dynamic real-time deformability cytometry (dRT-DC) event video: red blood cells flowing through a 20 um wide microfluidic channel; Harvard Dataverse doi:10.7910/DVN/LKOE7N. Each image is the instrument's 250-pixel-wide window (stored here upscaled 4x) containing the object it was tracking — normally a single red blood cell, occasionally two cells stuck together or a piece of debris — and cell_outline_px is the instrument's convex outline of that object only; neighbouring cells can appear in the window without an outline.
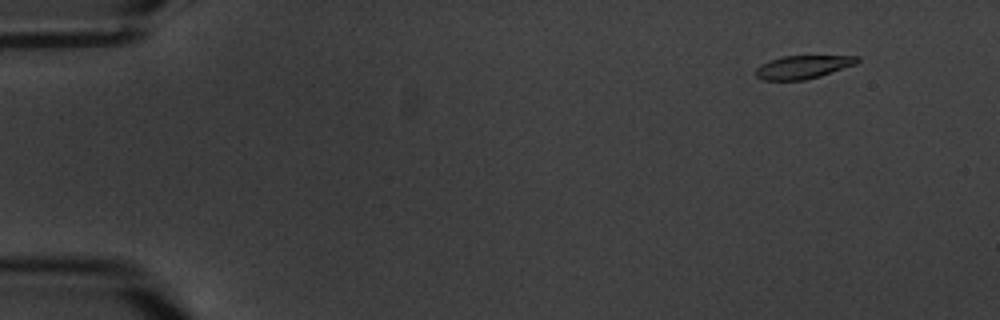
{"species": "common noctule bat (a hibernating species)", "species_latin": "Nyctalus noctula", "temperature_condition": "warm", "stored_images_in_passage": 4, "camera_frame_rate_fps": 3000, "um_per_image_px": 0.085, "animal": {"sex": "male", "body_mass_g": 20.1, "forearm_length_mm": 53.5}, "frame": {"image": 1, "passage_image": 1, "time_ms": 0.0, "image_size_px": [1000, 320], "cell_outline_px": [[860, 60], [856, 64], [820, 76], [804, 80], [764, 80], [756, 76], [756, 68], [760, 64], [780, 56], [860, 56]], "centroid_in_image_um": [68.24, 5.69], "position_along_channel_um": 16.8, "area_um2": 13.7}}